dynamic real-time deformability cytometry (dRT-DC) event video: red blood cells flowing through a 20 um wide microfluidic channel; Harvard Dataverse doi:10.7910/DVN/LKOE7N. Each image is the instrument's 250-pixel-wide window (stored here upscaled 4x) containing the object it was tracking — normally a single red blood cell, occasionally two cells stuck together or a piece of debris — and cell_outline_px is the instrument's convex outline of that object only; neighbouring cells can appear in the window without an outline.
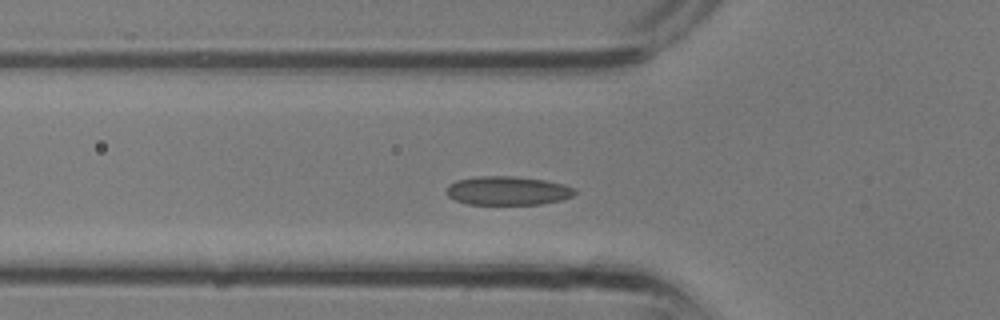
{"species": "common noctule bat (a hibernating species)", "species_latin": "Nyctalus noctula", "temperature_condition": "room temperature", "stored_images_in_passage": 29, "segment_of_instrument_passage": [1, 2], "camera_frame_rate_fps": 3000, "um_per_image_px": 0.085, "animal": {"sex": "male", "body_mass_g": 13.3}, "frame": {"image": 1, "passage_image": 8, "time_ms": 2.333, "image_size_px": [1000, 320], "cell_outline_px": [[576, 192], [572, 196], [560, 200], [540, 204], [468, 204], [456, 200], [448, 196], [444, 192], [448, 184], [456, 180], [480, 176], [512, 176], [544, 180], [564, 184], [572, 188]], "centroid_in_image_um": [43.1, 16.2], "position_along_channel_um": 82.7, "area_um2": 21.44}}
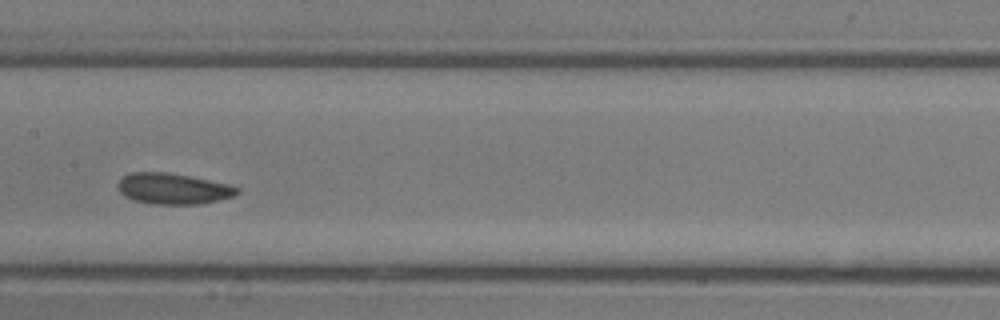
{"frame": {"image": 2, "passage_image": 13, "time_ms": 4.0, "image_size_px": [1000, 320], "cell_outline_px": [[240, 192], [232, 196], [200, 204], [152, 204], [132, 200], [124, 196], [120, 192], [116, 184], [124, 176], [132, 172], [168, 172], [228, 184], [240, 188]], "centroid_in_image_um": [14.68, 16.04], "position_along_channel_um": 192.7, "area_um2": 21.39}}
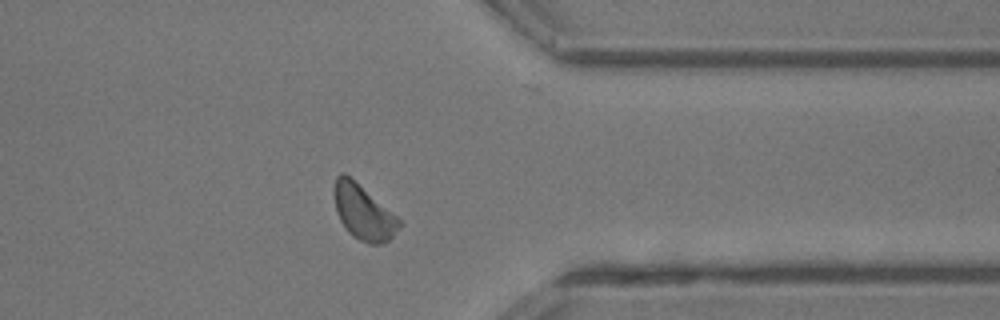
{"frame": {"image": 3, "passage_image": 22, "time_ms": 7.0, "image_size_px": [1000, 320], "cell_outline_px": [[404, 224], [388, 240], [380, 244], [368, 244], [352, 236], [348, 232], [340, 220], [336, 212], [332, 192], [332, 188], [336, 176], [340, 172], [344, 172], [404, 220]], "centroid_in_image_um": [30.9, 18.03], "position_along_channel_um": 380.5, "area_um2": 21.39}}